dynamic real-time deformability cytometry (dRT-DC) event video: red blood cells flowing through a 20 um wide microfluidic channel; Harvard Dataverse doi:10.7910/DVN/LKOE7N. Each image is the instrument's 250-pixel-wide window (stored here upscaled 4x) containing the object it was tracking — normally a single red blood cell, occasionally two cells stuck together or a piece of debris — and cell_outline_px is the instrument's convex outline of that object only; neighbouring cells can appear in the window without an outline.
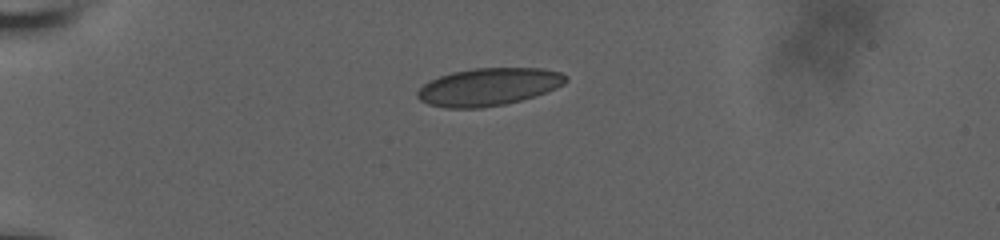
{"species": "human", "species_latin": "Homo sapiens", "temperature_condition": "room temperature", "stored_images_in_passage": 32, "camera_frame_rate_fps": 3000, "um_per_image_px": 0.085, "donor": {"sex": "male"}, "frame": {"image": 1, "passage_image": 1, "time_ms": 0.0, "image_size_px": [1000, 240], "cell_outline_px": [[568, 80], [564, 84], [556, 88], [520, 100], [504, 104], [480, 108], [444, 108], [428, 104], [420, 100], [416, 96], [416, 92], [428, 80], [452, 72], [472, 68], [540, 68], [560, 72], [568, 76]], "centroid_in_image_um": [41.49, 7.38], "position_along_channel_um": 43.5, "area_um2": 32.48}}
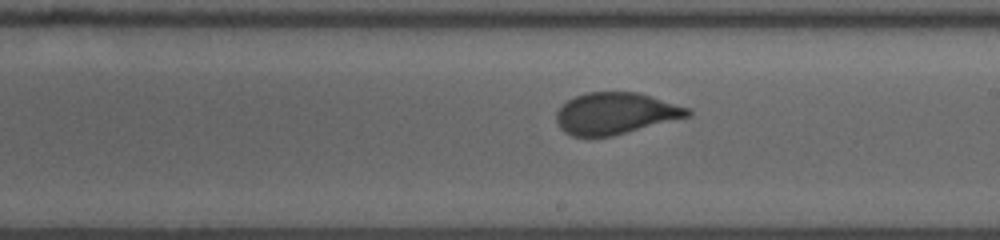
{"frame": {"image": 2, "passage_image": 13, "time_ms": 6.333, "image_size_px": [1000, 240], "cell_outline_px": [[692, 112], [688, 116], [612, 136], [572, 136], [564, 132], [560, 128], [556, 120], [556, 112], [568, 100], [576, 96], [588, 92], [636, 92], [688, 108]], "centroid_in_image_um": [52.26, 9.64], "position_along_channel_um": 236.7, "area_um2": 31.21}}
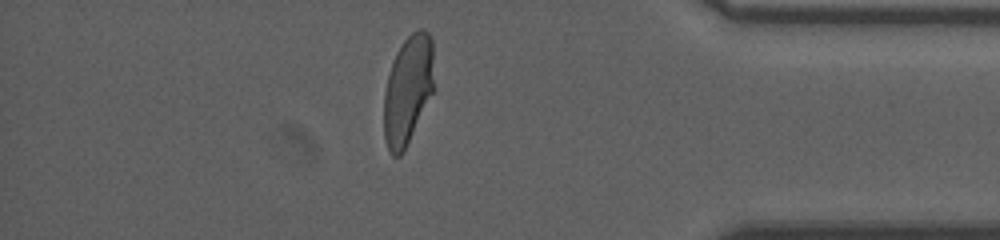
{"frame": {"image": 3, "passage_image": 26, "time_ms": 11.333, "image_size_px": [1000, 240], "cell_outline_px": [[432, 92], [404, 152], [400, 156], [392, 156], [388, 152], [384, 136], [384, 92], [388, 76], [396, 52], [404, 40], [412, 32], [420, 28], [424, 28], [432, 36]], "centroid_in_image_um": [34.64, 7.65], "position_along_channel_um": 400.6, "area_um2": 31.5}, "authors_computed_cell_mechanics": {"area_um2": 32.368, "velocity_mm_per_s": 3.7588, "shape_relaxation_time_tau1_ms": 10.1542, "shape_relaxation_time_tau2_ms": null, "deformation_change_tau1": 0.2278, "deformation_change_tau2": null}}